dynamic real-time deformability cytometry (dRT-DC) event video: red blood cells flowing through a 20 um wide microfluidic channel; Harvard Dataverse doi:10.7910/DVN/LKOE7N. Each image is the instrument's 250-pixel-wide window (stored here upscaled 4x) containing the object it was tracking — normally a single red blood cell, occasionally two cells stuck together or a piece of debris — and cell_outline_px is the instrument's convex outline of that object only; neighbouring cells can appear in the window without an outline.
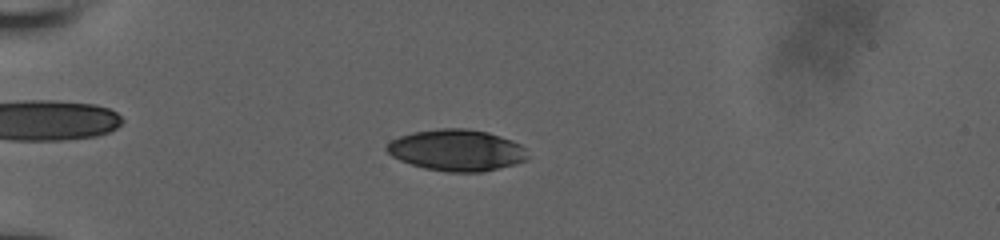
{"species": "human", "species_latin": "Homo sapiens", "temperature_condition": "room temperature", "stored_images_in_passage": 56, "camera_frame_rate_fps": 3000, "um_per_image_px": 0.085, "donor": {"sex": "male"}, "frame": {"image": 1, "passage_image": 17, "time_ms": 5.333, "image_size_px": [1000, 240], "cell_outline_px": [[528, 160], [516, 164], [484, 172], [448, 172], [424, 168], [400, 160], [392, 156], [384, 148], [392, 140], [400, 136], [412, 132], [440, 128], [468, 128], [488, 132], [512, 140], [520, 144], [524, 148], [528, 156]], "centroid_in_image_um": [38.84, 12.77], "position_along_channel_um": 46.2, "area_um2": 34.16}}
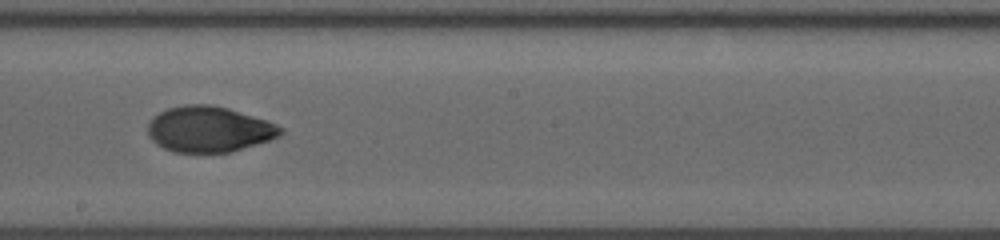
{"frame": {"image": 2, "passage_image": 34, "time_ms": 11.0, "image_size_px": [1000, 240], "cell_outline_px": [[284, 132], [280, 136], [232, 152], [176, 152], [164, 148], [156, 144], [148, 136], [148, 124], [152, 116], [168, 108], [184, 104], [212, 104], [228, 108], [268, 120], [284, 128]], "centroid_in_image_um": [17.77, 10.97], "position_along_channel_um": 230.4, "area_um2": 35.6}}
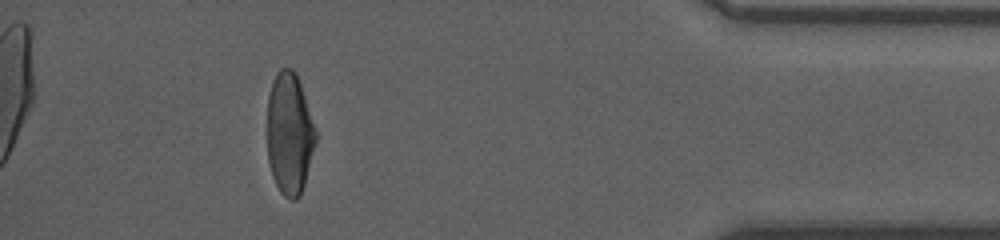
{"frame": {"image": 3, "passage_image": 51, "time_ms": 16.667, "image_size_px": [1000, 240], "cell_outline_px": [[316, 140], [304, 184], [300, 196], [296, 200], [292, 200], [284, 196], [280, 192], [272, 176], [268, 160], [268, 96], [272, 80], [280, 68], [292, 68], [296, 72], [316, 128]], "centroid_in_image_um": [24.6, 11.35], "position_along_channel_um": 410.6, "area_um2": 34.39}, "authors_computed_cell_mechanics": {"area_um2": 35.1713, "velocity_mm_per_s": 3.9398, "shape_relaxation_time_tau1_ms": 8.1235, "shape_relaxation_time_tau2_ms": 1.408, "deformation_change_tau1": 0.2539, "deformation_change_tau2": 0.045}}